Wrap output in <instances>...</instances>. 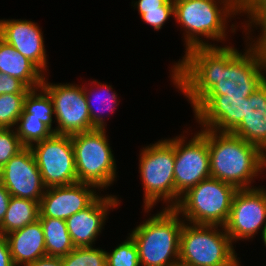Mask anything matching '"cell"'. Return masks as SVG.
Wrapping results in <instances>:
<instances>
[{
    "label": "cell",
    "mask_w": 266,
    "mask_h": 266,
    "mask_svg": "<svg viewBox=\"0 0 266 266\" xmlns=\"http://www.w3.org/2000/svg\"><path fill=\"white\" fill-rule=\"evenodd\" d=\"M245 39V52L232 44L195 47L173 64L171 82L191 107L204 95L247 98L266 80V45Z\"/></svg>",
    "instance_id": "1"
},
{
    "label": "cell",
    "mask_w": 266,
    "mask_h": 266,
    "mask_svg": "<svg viewBox=\"0 0 266 266\" xmlns=\"http://www.w3.org/2000/svg\"><path fill=\"white\" fill-rule=\"evenodd\" d=\"M211 177L237 189L255 188V178L266 169V155L231 132L207 129Z\"/></svg>",
    "instance_id": "2"
},
{
    "label": "cell",
    "mask_w": 266,
    "mask_h": 266,
    "mask_svg": "<svg viewBox=\"0 0 266 266\" xmlns=\"http://www.w3.org/2000/svg\"><path fill=\"white\" fill-rule=\"evenodd\" d=\"M173 1V18L184 30L186 51L195 47L217 46L215 43H208L209 40L225 43L228 38L226 37L228 22L232 17L240 15V0Z\"/></svg>",
    "instance_id": "3"
},
{
    "label": "cell",
    "mask_w": 266,
    "mask_h": 266,
    "mask_svg": "<svg viewBox=\"0 0 266 266\" xmlns=\"http://www.w3.org/2000/svg\"><path fill=\"white\" fill-rule=\"evenodd\" d=\"M184 222L173 208L163 207L128 233L136 244L140 266H179Z\"/></svg>",
    "instance_id": "4"
},
{
    "label": "cell",
    "mask_w": 266,
    "mask_h": 266,
    "mask_svg": "<svg viewBox=\"0 0 266 266\" xmlns=\"http://www.w3.org/2000/svg\"><path fill=\"white\" fill-rule=\"evenodd\" d=\"M224 226L184 222L179 266H241Z\"/></svg>",
    "instance_id": "5"
},
{
    "label": "cell",
    "mask_w": 266,
    "mask_h": 266,
    "mask_svg": "<svg viewBox=\"0 0 266 266\" xmlns=\"http://www.w3.org/2000/svg\"><path fill=\"white\" fill-rule=\"evenodd\" d=\"M139 173L144 190V212L157 202L174 208L175 137L158 140L140 149Z\"/></svg>",
    "instance_id": "6"
},
{
    "label": "cell",
    "mask_w": 266,
    "mask_h": 266,
    "mask_svg": "<svg viewBox=\"0 0 266 266\" xmlns=\"http://www.w3.org/2000/svg\"><path fill=\"white\" fill-rule=\"evenodd\" d=\"M237 190L229 183L209 177L181 195L173 209L187 223L225 226Z\"/></svg>",
    "instance_id": "7"
},
{
    "label": "cell",
    "mask_w": 266,
    "mask_h": 266,
    "mask_svg": "<svg viewBox=\"0 0 266 266\" xmlns=\"http://www.w3.org/2000/svg\"><path fill=\"white\" fill-rule=\"evenodd\" d=\"M106 129L71 135L78 182L103 191L116 181L117 165Z\"/></svg>",
    "instance_id": "8"
},
{
    "label": "cell",
    "mask_w": 266,
    "mask_h": 266,
    "mask_svg": "<svg viewBox=\"0 0 266 266\" xmlns=\"http://www.w3.org/2000/svg\"><path fill=\"white\" fill-rule=\"evenodd\" d=\"M187 139L183 134L175 137L174 207L187 190L211 177L207 129Z\"/></svg>",
    "instance_id": "9"
},
{
    "label": "cell",
    "mask_w": 266,
    "mask_h": 266,
    "mask_svg": "<svg viewBox=\"0 0 266 266\" xmlns=\"http://www.w3.org/2000/svg\"><path fill=\"white\" fill-rule=\"evenodd\" d=\"M30 148L46 188L78 182L71 135L53 133Z\"/></svg>",
    "instance_id": "10"
},
{
    "label": "cell",
    "mask_w": 266,
    "mask_h": 266,
    "mask_svg": "<svg viewBox=\"0 0 266 266\" xmlns=\"http://www.w3.org/2000/svg\"><path fill=\"white\" fill-rule=\"evenodd\" d=\"M44 76L41 87L52 99L55 113V134L73 135L92 130L88 104L82 85L49 83Z\"/></svg>",
    "instance_id": "11"
},
{
    "label": "cell",
    "mask_w": 266,
    "mask_h": 266,
    "mask_svg": "<svg viewBox=\"0 0 266 266\" xmlns=\"http://www.w3.org/2000/svg\"><path fill=\"white\" fill-rule=\"evenodd\" d=\"M224 227L232 243L253 239L261 229L262 238L266 231V189H238Z\"/></svg>",
    "instance_id": "12"
},
{
    "label": "cell",
    "mask_w": 266,
    "mask_h": 266,
    "mask_svg": "<svg viewBox=\"0 0 266 266\" xmlns=\"http://www.w3.org/2000/svg\"><path fill=\"white\" fill-rule=\"evenodd\" d=\"M0 182L11 196L39 203L46 191L30 147H24L0 169Z\"/></svg>",
    "instance_id": "13"
},
{
    "label": "cell",
    "mask_w": 266,
    "mask_h": 266,
    "mask_svg": "<svg viewBox=\"0 0 266 266\" xmlns=\"http://www.w3.org/2000/svg\"><path fill=\"white\" fill-rule=\"evenodd\" d=\"M96 189L94 185L81 182L46 188L39 203V218L66 220L89 207L100 196Z\"/></svg>",
    "instance_id": "14"
},
{
    "label": "cell",
    "mask_w": 266,
    "mask_h": 266,
    "mask_svg": "<svg viewBox=\"0 0 266 266\" xmlns=\"http://www.w3.org/2000/svg\"><path fill=\"white\" fill-rule=\"evenodd\" d=\"M192 108L203 129L232 132L245 116V98L204 95Z\"/></svg>",
    "instance_id": "15"
},
{
    "label": "cell",
    "mask_w": 266,
    "mask_h": 266,
    "mask_svg": "<svg viewBox=\"0 0 266 266\" xmlns=\"http://www.w3.org/2000/svg\"><path fill=\"white\" fill-rule=\"evenodd\" d=\"M116 195H100L89 207L67 218L66 225L75 247H91L97 240L111 209L120 206Z\"/></svg>",
    "instance_id": "16"
},
{
    "label": "cell",
    "mask_w": 266,
    "mask_h": 266,
    "mask_svg": "<svg viewBox=\"0 0 266 266\" xmlns=\"http://www.w3.org/2000/svg\"><path fill=\"white\" fill-rule=\"evenodd\" d=\"M0 37L32 61L44 74L47 72L48 55L42 27L38 23L26 19H0Z\"/></svg>",
    "instance_id": "17"
},
{
    "label": "cell",
    "mask_w": 266,
    "mask_h": 266,
    "mask_svg": "<svg viewBox=\"0 0 266 266\" xmlns=\"http://www.w3.org/2000/svg\"><path fill=\"white\" fill-rule=\"evenodd\" d=\"M266 155V80L245 98V116L231 132Z\"/></svg>",
    "instance_id": "18"
},
{
    "label": "cell",
    "mask_w": 266,
    "mask_h": 266,
    "mask_svg": "<svg viewBox=\"0 0 266 266\" xmlns=\"http://www.w3.org/2000/svg\"><path fill=\"white\" fill-rule=\"evenodd\" d=\"M5 237L15 266H26L46 257L44 232L39 219Z\"/></svg>",
    "instance_id": "19"
},
{
    "label": "cell",
    "mask_w": 266,
    "mask_h": 266,
    "mask_svg": "<svg viewBox=\"0 0 266 266\" xmlns=\"http://www.w3.org/2000/svg\"><path fill=\"white\" fill-rule=\"evenodd\" d=\"M0 72L21 80L31 90L40 88L46 75L1 37Z\"/></svg>",
    "instance_id": "20"
},
{
    "label": "cell",
    "mask_w": 266,
    "mask_h": 266,
    "mask_svg": "<svg viewBox=\"0 0 266 266\" xmlns=\"http://www.w3.org/2000/svg\"><path fill=\"white\" fill-rule=\"evenodd\" d=\"M90 84L91 86L94 84V86L96 87L95 89H97V91L91 86L90 89H88L86 86H83V89L88 104V110L92 123V130L106 129V120L102 114H104L106 110V112L109 113L110 111V113L112 114L115 112L116 106L119 105V100L117 97L118 94H116L115 91L112 92V85L102 84L98 82V80H94L90 82ZM103 109H105L104 113L102 112Z\"/></svg>",
    "instance_id": "21"
},
{
    "label": "cell",
    "mask_w": 266,
    "mask_h": 266,
    "mask_svg": "<svg viewBox=\"0 0 266 266\" xmlns=\"http://www.w3.org/2000/svg\"><path fill=\"white\" fill-rule=\"evenodd\" d=\"M39 202L11 196L4 220L0 224V234L7 235L38 220Z\"/></svg>",
    "instance_id": "22"
},
{
    "label": "cell",
    "mask_w": 266,
    "mask_h": 266,
    "mask_svg": "<svg viewBox=\"0 0 266 266\" xmlns=\"http://www.w3.org/2000/svg\"><path fill=\"white\" fill-rule=\"evenodd\" d=\"M38 219L44 232L46 256L61 258L75 248L65 220L55 218Z\"/></svg>",
    "instance_id": "23"
},
{
    "label": "cell",
    "mask_w": 266,
    "mask_h": 266,
    "mask_svg": "<svg viewBox=\"0 0 266 266\" xmlns=\"http://www.w3.org/2000/svg\"><path fill=\"white\" fill-rule=\"evenodd\" d=\"M54 106L49 94L42 88L30 90L24 99L23 112L19 118H36L44 123L53 133L55 128L52 127Z\"/></svg>",
    "instance_id": "24"
},
{
    "label": "cell",
    "mask_w": 266,
    "mask_h": 266,
    "mask_svg": "<svg viewBox=\"0 0 266 266\" xmlns=\"http://www.w3.org/2000/svg\"><path fill=\"white\" fill-rule=\"evenodd\" d=\"M245 14L249 18L244 21L243 33L252 43L266 45V0H240V16ZM259 27L260 33L254 39L251 32L253 28ZM253 40V41H252Z\"/></svg>",
    "instance_id": "25"
},
{
    "label": "cell",
    "mask_w": 266,
    "mask_h": 266,
    "mask_svg": "<svg viewBox=\"0 0 266 266\" xmlns=\"http://www.w3.org/2000/svg\"><path fill=\"white\" fill-rule=\"evenodd\" d=\"M15 131L24 147H31L53 134L43 122L36 118H18Z\"/></svg>",
    "instance_id": "26"
},
{
    "label": "cell",
    "mask_w": 266,
    "mask_h": 266,
    "mask_svg": "<svg viewBox=\"0 0 266 266\" xmlns=\"http://www.w3.org/2000/svg\"><path fill=\"white\" fill-rule=\"evenodd\" d=\"M61 261L63 266H107L106 251L94 246L75 247Z\"/></svg>",
    "instance_id": "27"
},
{
    "label": "cell",
    "mask_w": 266,
    "mask_h": 266,
    "mask_svg": "<svg viewBox=\"0 0 266 266\" xmlns=\"http://www.w3.org/2000/svg\"><path fill=\"white\" fill-rule=\"evenodd\" d=\"M27 94L0 95V128H15Z\"/></svg>",
    "instance_id": "28"
},
{
    "label": "cell",
    "mask_w": 266,
    "mask_h": 266,
    "mask_svg": "<svg viewBox=\"0 0 266 266\" xmlns=\"http://www.w3.org/2000/svg\"><path fill=\"white\" fill-rule=\"evenodd\" d=\"M106 257L107 266H140L138 250L130 236L111 252L106 251Z\"/></svg>",
    "instance_id": "29"
},
{
    "label": "cell",
    "mask_w": 266,
    "mask_h": 266,
    "mask_svg": "<svg viewBox=\"0 0 266 266\" xmlns=\"http://www.w3.org/2000/svg\"><path fill=\"white\" fill-rule=\"evenodd\" d=\"M23 148L15 128H0V169Z\"/></svg>",
    "instance_id": "30"
},
{
    "label": "cell",
    "mask_w": 266,
    "mask_h": 266,
    "mask_svg": "<svg viewBox=\"0 0 266 266\" xmlns=\"http://www.w3.org/2000/svg\"><path fill=\"white\" fill-rule=\"evenodd\" d=\"M30 90L21 80L0 72V95L27 94Z\"/></svg>",
    "instance_id": "31"
},
{
    "label": "cell",
    "mask_w": 266,
    "mask_h": 266,
    "mask_svg": "<svg viewBox=\"0 0 266 266\" xmlns=\"http://www.w3.org/2000/svg\"><path fill=\"white\" fill-rule=\"evenodd\" d=\"M172 16L174 17V10H153L146 11V13L142 14L140 17L145 23L150 25L154 31H158Z\"/></svg>",
    "instance_id": "32"
},
{
    "label": "cell",
    "mask_w": 266,
    "mask_h": 266,
    "mask_svg": "<svg viewBox=\"0 0 266 266\" xmlns=\"http://www.w3.org/2000/svg\"><path fill=\"white\" fill-rule=\"evenodd\" d=\"M133 7H137L140 16L146 11L153 10H174L173 0H138L132 2Z\"/></svg>",
    "instance_id": "33"
},
{
    "label": "cell",
    "mask_w": 266,
    "mask_h": 266,
    "mask_svg": "<svg viewBox=\"0 0 266 266\" xmlns=\"http://www.w3.org/2000/svg\"><path fill=\"white\" fill-rule=\"evenodd\" d=\"M0 266H15L5 235L0 234Z\"/></svg>",
    "instance_id": "34"
},
{
    "label": "cell",
    "mask_w": 266,
    "mask_h": 266,
    "mask_svg": "<svg viewBox=\"0 0 266 266\" xmlns=\"http://www.w3.org/2000/svg\"><path fill=\"white\" fill-rule=\"evenodd\" d=\"M11 195L6 187L0 182V224L4 220Z\"/></svg>",
    "instance_id": "35"
},
{
    "label": "cell",
    "mask_w": 266,
    "mask_h": 266,
    "mask_svg": "<svg viewBox=\"0 0 266 266\" xmlns=\"http://www.w3.org/2000/svg\"><path fill=\"white\" fill-rule=\"evenodd\" d=\"M26 266H63L60 257H43L37 259L35 262L29 263Z\"/></svg>",
    "instance_id": "36"
},
{
    "label": "cell",
    "mask_w": 266,
    "mask_h": 266,
    "mask_svg": "<svg viewBox=\"0 0 266 266\" xmlns=\"http://www.w3.org/2000/svg\"><path fill=\"white\" fill-rule=\"evenodd\" d=\"M262 241L264 243V246L266 247V231L264 232V235L262 237Z\"/></svg>",
    "instance_id": "37"
}]
</instances>
